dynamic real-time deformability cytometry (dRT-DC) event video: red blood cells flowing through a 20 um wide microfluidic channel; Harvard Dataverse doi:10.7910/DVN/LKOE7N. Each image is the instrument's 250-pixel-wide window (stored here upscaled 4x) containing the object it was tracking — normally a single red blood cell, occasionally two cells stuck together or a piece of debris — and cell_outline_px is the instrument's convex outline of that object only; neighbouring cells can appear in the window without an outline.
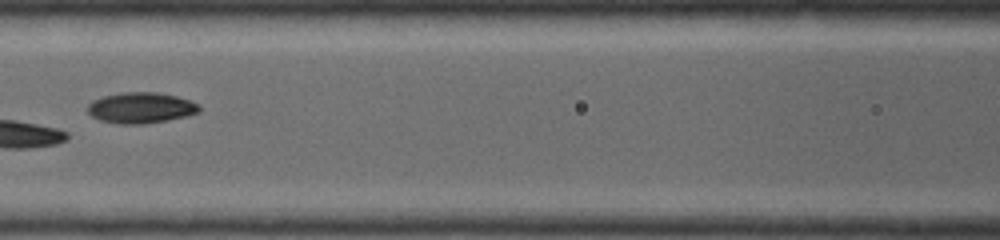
{"species": "common noctule bat (a hibernating species)", "species_latin": "Nyctalus noctula", "temperature_condition": "warm", "stored_images_in_passage": 24, "camera_frame_rate_fps": 5000, "um_per_image_px": 0.085, "animal": {"sex": "female", "body_mass_g": 19.0, "forearm_length_mm": 53.3}, "frame": {"image": 1, "passage_image": 8, "time_ms": 1.4, "image_size_px": [1000, 240], "cell_outline_px": [[200, 112], [188, 116], [168, 120], [144, 124], [120, 124], [100, 120], [92, 116], [88, 112], [88, 104], [92, 100], [104, 96], [120, 92], [160, 92], [176, 96], [200, 104]], "centroid_in_image_um": [11.99, 9.16], "position_along_channel_um": 154.6, "area_um2": 20.23}}
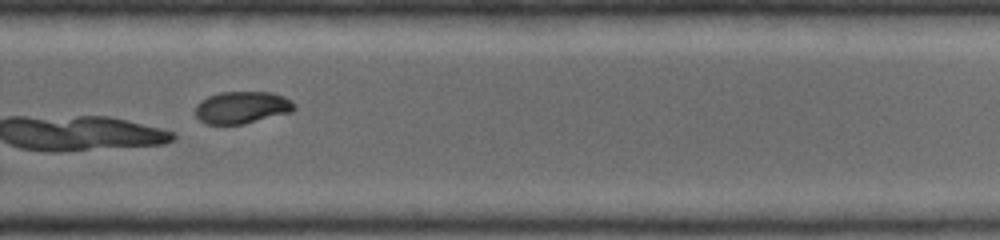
{"frame": {"image": 2, "passage_image": 17, "time_ms": 3.2, "image_size_px": [1000, 240], "cell_outline_px": [[296, 108], [292, 112], [244, 124], [204, 124], [196, 116], [196, 104], [200, 100], [208, 96], [220, 92], [272, 92], [284, 96], [296, 104]], "centroid_in_image_um": [20.58, 9.13], "position_along_channel_um": 309.2, "area_um2": 18.73}}